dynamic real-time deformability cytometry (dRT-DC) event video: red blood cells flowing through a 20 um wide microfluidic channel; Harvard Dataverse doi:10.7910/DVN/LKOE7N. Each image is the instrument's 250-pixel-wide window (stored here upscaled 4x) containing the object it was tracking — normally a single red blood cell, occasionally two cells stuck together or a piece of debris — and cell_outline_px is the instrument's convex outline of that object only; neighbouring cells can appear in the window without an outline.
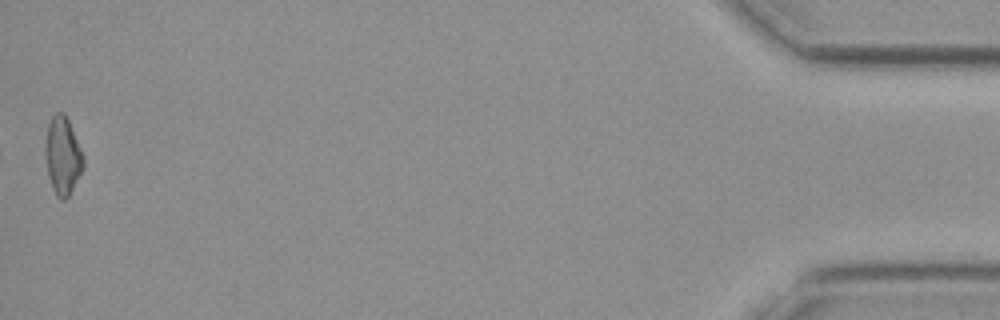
{"species": "common noctule bat (a hibernating species)", "species_latin": "Nyctalus noctula", "temperature_condition": "cold", "stored_images_in_passage": 38, "camera_frame_rate_fps": 3000, "um_per_image_px": 0.085, "animal": {"sex": "female", "body_mass_g": 19.3, "forearm_length_mm": 54.1}, "frame": {"image": 1, "passage_image": 38, "time_ms": 12.333, "image_size_px": [1000, 320], "cell_outline_px": [[84, 164], [68, 196], [64, 200], [60, 200], [56, 196], [52, 188], [48, 176], [44, 152], [44, 148], [48, 124], [52, 116], [56, 112], [64, 112], [68, 120], [84, 156]], "centroid_in_image_um": [5.3, 13.22], "position_along_channel_um": 429.9, "area_um2": 17.11}, "authors_computed_cell_mechanics": {"area_um2": 17.4267, "velocity_mm_per_s": 3.7675, "shape_relaxation_time_tau1_ms": 8.9739, "shape_relaxation_time_tau2_ms": 5.3111, "deformation_change_tau1": 0.1801, "deformation_change_tau2": 0.1456}}